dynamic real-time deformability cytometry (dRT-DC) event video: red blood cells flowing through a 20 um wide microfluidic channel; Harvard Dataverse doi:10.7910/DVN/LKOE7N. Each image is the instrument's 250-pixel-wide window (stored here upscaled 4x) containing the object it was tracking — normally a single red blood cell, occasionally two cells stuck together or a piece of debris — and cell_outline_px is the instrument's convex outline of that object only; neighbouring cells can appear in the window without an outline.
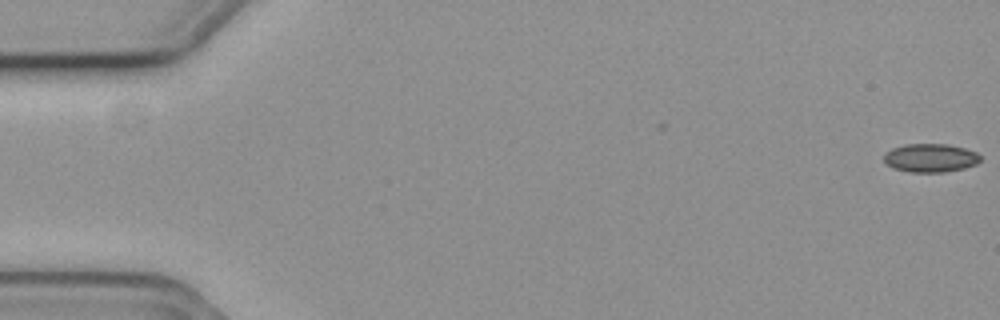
{"species": "common noctule bat (a hibernating species)", "species_latin": "Nyctalus noctula", "temperature_condition": "cold", "stored_images_in_passage": 17, "camera_frame_rate_fps": 3000, "um_per_image_px": 0.085, "animal": {"sex": "female", "body_mass_g": 19.3, "forearm_length_mm": 54.1}, "frame": {"image": 1, "passage_image": 1, "time_ms": 0.0, "image_size_px": [1000, 320], "cell_outline_px": [[980, 160], [976, 164], [964, 168], [944, 172], [908, 172], [892, 168], [884, 160], [884, 152], [892, 148], [908, 144], [944, 144], [964, 148], [976, 152], [980, 156]], "centroid_in_image_um": [79.06, 13.43], "position_along_channel_um": 5.9, "area_um2": 15.95}}
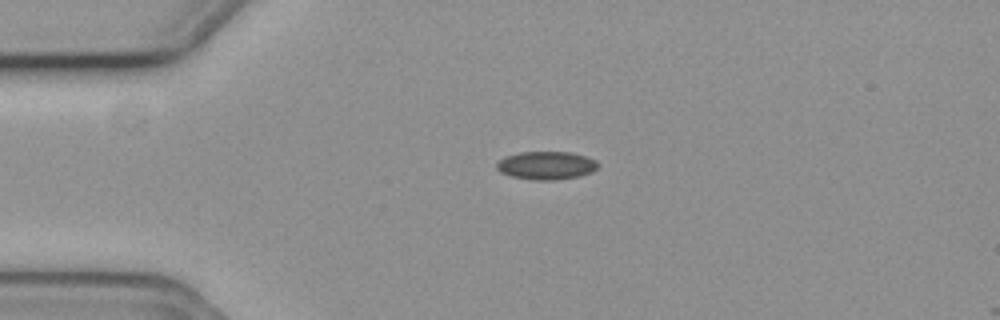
{"frame": {"image": 2, "passage_image": 14, "time_ms": 4.333, "image_size_px": [1000, 320], "cell_outline_px": [[596, 168], [592, 172], [580, 176], [556, 180], [532, 180], [512, 176], [500, 172], [496, 168], [496, 164], [500, 160], [508, 156], [520, 152], [572, 152], [596, 160]], "centroid_in_image_um": [46.43, 14.07], "position_along_channel_um": 38.6, "area_um2": 16.47}}